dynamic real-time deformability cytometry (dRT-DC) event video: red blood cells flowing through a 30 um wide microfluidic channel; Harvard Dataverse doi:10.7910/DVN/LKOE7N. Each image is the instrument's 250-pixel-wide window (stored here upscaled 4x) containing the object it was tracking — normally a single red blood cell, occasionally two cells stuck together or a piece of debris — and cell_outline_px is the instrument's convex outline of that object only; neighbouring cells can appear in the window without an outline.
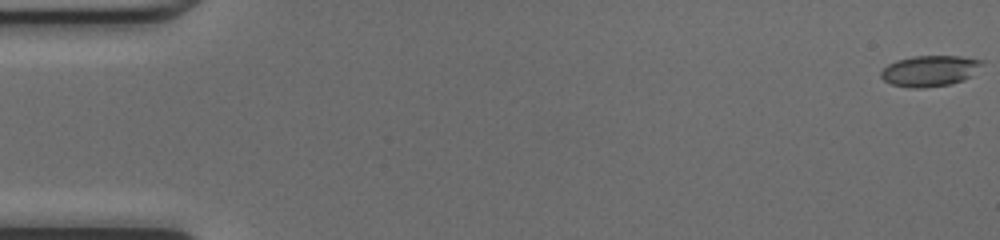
{"species": "common noctule bat (a hibernating species)", "species_latin": "Nyctalus noctula", "temperature_condition": "cold", "stored_images_in_passage": 49, "camera_frame_rate_fps": 3000, "um_per_image_px": 0.085, "animal": {"sex": "female", "body_mass_g": 17.0, "forearm_length_mm": 48.0}, "frame": {"image": 1, "passage_image": 1, "time_ms": 0.0, "image_size_px": [1000, 240], "cell_outline_px": [[984, 60], [972, 76], [964, 80], [948, 84], [924, 88], [908, 88], [892, 84], [884, 80], [880, 76], [880, 72], [888, 64], [896, 60], [912, 56], [960, 56]], "centroid_in_image_um": [79.01, 6.02], "position_along_channel_um": 6.0, "area_um2": 18.21}}
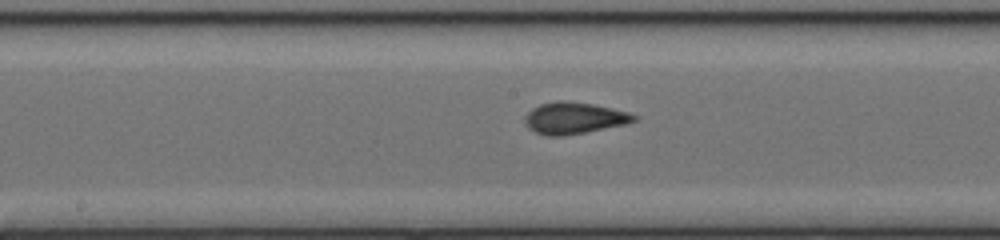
{"frame": {"image": 2, "passage_image": 26, "time_ms": 8.333, "image_size_px": [1000, 240], "cell_outline_px": [[636, 120], [624, 124], [564, 136], [544, 136], [528, 128], [524, 120], [524, 116], [532, 108], [540, 104], [556, 100], [564, 100], [592, 104], [628, 112], [636, 116]], "centroid_in_image_um": [48.72, 10.03], "position_along_channel_um": 199.5, "area_um2": 19.94}}
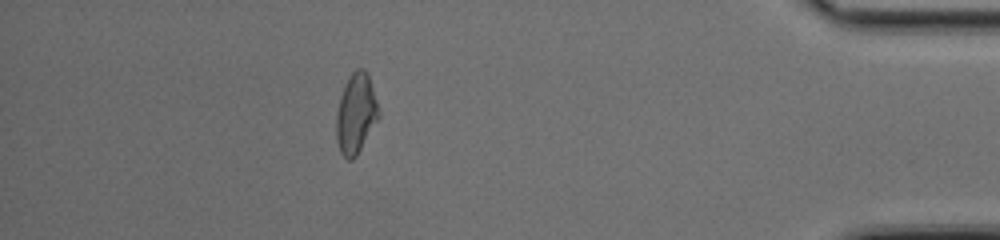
{"frame": {"image": 3, "passage_image": 44, "time_ms": 14.333, "image_size_px": [1000, 240], "cell_outline_px": [[380, 116], [356, 156], [352, 160], [348, 160], [340, 152], [336, 140], [336, 112], [340, 96], [352, 72], [356, 68], [364, 68], [368, 72], [380, 112]], "centroid_in_image_um": [30.25, 9.65], "position_along_channel_um": 404.9, "area_um2": 19.77}, "authors_computed_cell_mechanics": {"area_um2": 19.0162, "velocity_mm_per_s": 4.2651, "shape_relaxation_time_tau1_ms": null, "shape_relaxation_time_tau2_ms": 1.0223, "deformation_change_tau1": null, "deformation_change_tau2": 0.0458}}